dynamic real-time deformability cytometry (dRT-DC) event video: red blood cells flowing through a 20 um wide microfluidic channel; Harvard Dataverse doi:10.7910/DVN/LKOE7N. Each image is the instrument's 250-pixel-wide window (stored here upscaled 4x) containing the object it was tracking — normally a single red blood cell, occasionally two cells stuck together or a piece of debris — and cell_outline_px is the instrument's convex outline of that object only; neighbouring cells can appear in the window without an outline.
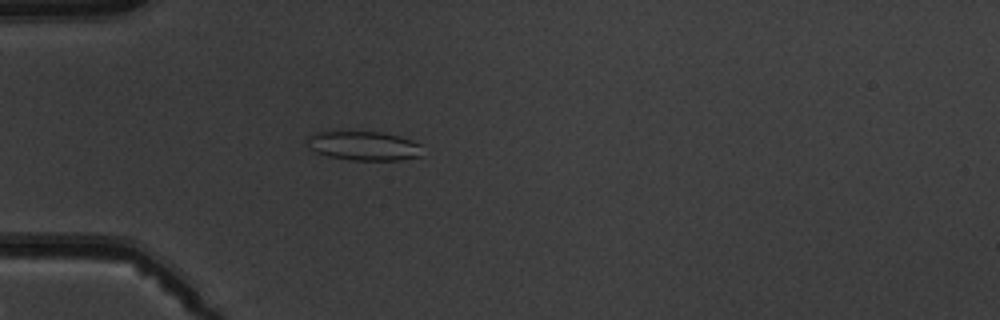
{"species": "common noctule bat (a hibernating species)", "species_latin": "Nyctalus noctula", "temperature_condition": "warm", "stored_images_in_passage": 5, "camera_frame_rate_fps": 3000, "um_per_image_px": 0.085, "animal": {"sex": "male", "body_mass_g": 19.5, "forearm_length_mm": 54.6}, "frame": {"image": 1, "passage_image": 5, "time_ms": 4.667, "image_size_px": [1000, 320], "cell_outline_px": [[420, 156], [400, 160], [352, 160], [328, 156], [316, 152], [308, 148], [304, 140], [308, 136], [316, 132], [340, 128], [380, 132], [400, 136], [412, 140], [420, 144]], "centroid_in_image_um": [30.8, 12.34], "position_along_channel_um": 54.2, "area_um2": 20.52}}